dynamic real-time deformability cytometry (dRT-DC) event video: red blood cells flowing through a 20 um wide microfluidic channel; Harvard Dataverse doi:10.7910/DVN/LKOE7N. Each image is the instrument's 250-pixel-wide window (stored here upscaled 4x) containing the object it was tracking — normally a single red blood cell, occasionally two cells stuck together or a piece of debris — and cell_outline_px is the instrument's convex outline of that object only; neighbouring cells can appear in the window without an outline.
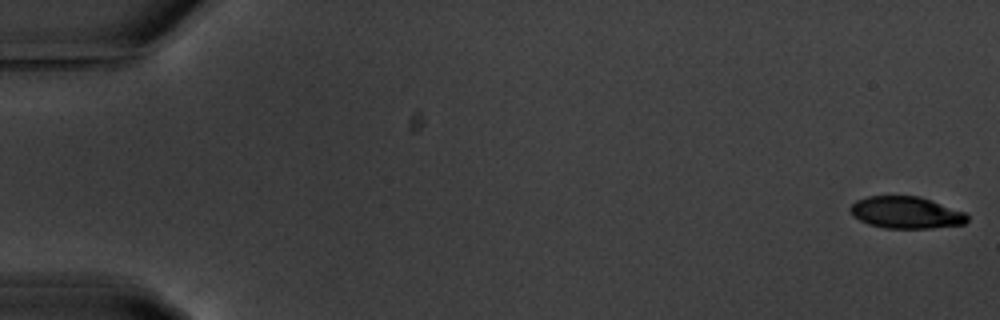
{"species": "common noctule bat (a hibernating species)", "species_latin": "Nyctalus noctula", "temperature_condition": "warm", "stored_images_in_passage": 57, "camera_frame_rate_fps": 3000, "um_per_image_px": 0.085, "animal": {"sex": "male", "body_mass_g": 20.1, "forearm_length_mm": 53.5}, "frame": {"image": 1, "passage_image": 1, "time_ms": 0.0, "image_size_px": [1000, 320], "cell_outline_px": [[968, 220], [964, 224], [932, 228], [884, 228], [868, 224], [852, 216], [848, 208], [856, 200], [868, 196], [916, 196], [964, 212], [968, 216]], "centroid_in_image_um": [76.95, 18.08], "position_along_channel_um": 8.0, "area_um2": 21.56}}
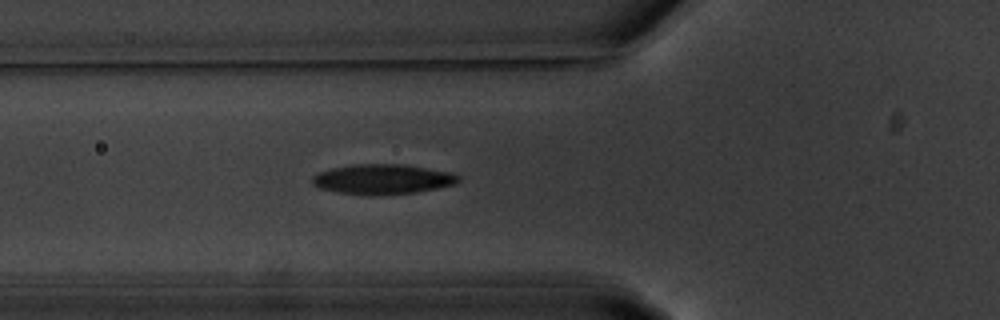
{"frame": {"image": 2, "passage_image": 21, "time_ms": 6.667, "image_size_px": [1000, 320], "cell_outline_px": [[460, 180], [456, 184], [416, 192], [340, 192], [320, 188], [312, 184], [312, 176], [320, 172], [332, 168], [352, 164], [400, 164], [452, 172], [460, 176]], "centroid_in_image_um": [32.56, 15.18], "position_along_channel_um": 93.2, "area_um2": 24.39}}
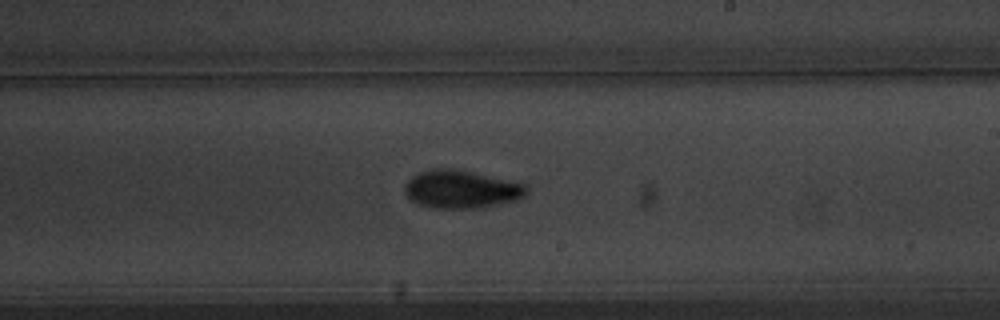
{"frame": {"image": 3, "passage_image": 34, "time_ms": 11.0, "image_size_px": [1000, 320], "cell_outline_px": [[528, 188], [524, 196], [512, 200], [476, 208], [432, 208], [420, 204], [412, 200], [408, 196], [404, 188], [408, 180], [412, 176], [420, 172], [436, 168], [452, 168], [472, 172], [524, 184]], "centroid_in_image_um": [39.16, 16.08], "position_along_channel_um": 249.8, "area_um2": 26.3}, "authors_computed_cell_mechanics": {"area_um2": 24.3916, "velocity_mm_per_s": 3.5977, "shape_relaxation_time_tau1_ms": 3.0671, "shape_relaxation_time_tau2_ms": 4.7513, "deformation_change_tau1": 0.148, "deformation_change_tau2": 0.0988}}